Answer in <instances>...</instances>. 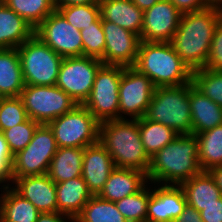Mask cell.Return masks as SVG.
Wrapping results in <instances>:
<instances>
[{"label": "cell", "mask_w": 222, "mask_h": 222, "mask_svg": "<svg viewBox=\"0 0 222 222\" xmlns=\"http://www.w3.org/2000/svg\"><path fill=\"white\" fill-rule=\"evenodd\" d=\"M221 18L222 10L216 7L181 15L170 44L192 72L205 67L211 40Z\"/></svg>", "instance_id": "obj_1"}, {"label": "cell", "mask_w": 222, "mask_h": 222, "mask_svg": "<svg viewBox=\"0 0 222 222\" xmlns=\"http://www.w3.org/2000/svg\"><path fill=\"white\" fill-rule=\"evenodd\" d=\"M195 134L178 135L150 158L147 179L163 185H180L201 172Z\"/></svg>", "instance_id": "obj_2"}, {"label": "cell", "mask_w": 222, "mask_h": 222, "mask_svg": "<svg viewBox=\"0 0 222 222\" xmlns=\"http://www.w3.org/2000/svg\"><path fill=\"white\" fill-rule=\"evenodd\" d=\"M130 120L101 122L98 141L109 152L116 168H132L147 174L150 157L143 147L138 119Z\"/></svg>", "instance_id": "obj_3"}, {"label": "cell", "mask_w": 222, "mask_h": 222, "mask_svg": "<svg viewBox=\"0 0 222 222\" xmlns=\"http://www.w3.org/2000/svg\"><path fill=\"white\" fill-rule=\"evenodd\" d=\"M155 87L180 86L192 82V71L170 42L141 41L135 65Z\"/></svg>", "instance_id": "obj_4"}, {"label": "cell", "mask_w": 222, "mask_h": 222, "mask_svg": "<svg viewBox=\"0 0 222 222\" xmlns=\"http://www.w3.org/2000/svg\"><path fill=\"white\" fill-rule=\"evenodd\" d=\"M192 82L180 86L156 87L145 117L171 127L178 135L192 134L189 92Z\"/></svg>", "instance_id": "obj_5"}, {"label": "cell", "mask_w": 222, "mask_h": 222, "mask_svg": "<svg viewBox=\"0 0 222 222\" xmlns=\"http://www.w3.org/2000/svg\"><path fill=\"white\" fill-rule=\"evenodd\" d=\"M25 85H56L63 57L36 35L17 48Z\"/></svg>", "instance_id": "obj_6"}, {"label": "cell", "mask_w": 222, "mask_h": 222, "mask_svg": "<svg viewBox=\"0 0 222 222\" xmlns=\"http://www.w3.org/2000/svg\"><path fill=\"white\" fill-rule=\"evenodd\" d=\"M99 124L84 105H76L47 125L58 148H85L98 142Z\"/></svg>", "instance_id": "obj_7"}, {"label": "cell", "mask_w": 222, "mask_h": 222, "mask_svg": "<svg viewBox=\"0 0 222 222\" xmlns=\"http://www.w3.org/2000/svg\"><path fill=\"white\" fill-rule=\"evenodd\" d=\"M124 68L103 64L96 73L90 96L83 105L99 123L119 119V83Z\"/></svg>", "instance_id": "obj_8"}, {"label": "cell", "mask_w": 222, "mask_h": 222, "mask_svg": "<svg viewBox=\"0 0 222 222\" xmlns=\"http://www.w3.org/2000/svg\"><path fill=\"white\" fill-rule=\"evenodd\" d=\"M57 150L52 130L48 125L40 124L27 147L13 156L12 178L47 174Z\"/></svg>", "instance_id": "obj_9"}, {"label": "cell", "mask_w": 222, "mask_h": 222, "mask_svg": "<svg viewBox=\"0 0 222 222\" xmlns=\"http://www.w3.org/2000/svg\"><path fill=\"white\" fill-rule=\"evenodd\" d=\"M28 118L47 125L78 105L56 85H25L20 95Z\"/></svg>", "instance_id": "obj_10"}, {"label": "cell", "mask_w": 222, "mask_h": 222, "mask_svg": "<svg viewBox=\"0 0 222 222\" xmlns=\"http://www.w3.org/2000/svg\"><path fill=\"white\" fill-rule=\"evenodd\" d=\"M103 65L100 59L87 56L64 58L56 86L66 92L78 105L90 96L96 73Z\"/></svg>", "instance_id": "obj_11"}, {"label": "cell", "mask_w": 222, "mask_h": 222, "mask_svg": "<svg viewBox=\"0 0 222 222\" xmlns=\"http://www.w3.org/2000/svg\"><path fill=\"white\" fill-rule=\"evenodd\" d=\"M34 35L63 58L83 56L80 30L57 9L35 28Z\"/></svg>", "instance_id": "obj_12"}, {"label": "cell", "mask_w": 222, "mask_h": 222, "mask_svg": "<svg viewBox=\"0 0 222 222\" xmlns=\"http://www.w3.org/2000/svg\"><path fill=\"white\" fill-rule=\"evenodd\" d=\"M155 88L146 75L134 67H125L119 83V119H126L122 114L134 120L144 117Z\"/></svg>", "instance_id": "obj_13"}, {"label": "cell", "mask_w": 222, "mask_h": 222, "mask_svg": "<svg viewBox=\"0 0 222 222\" xmlns=\"http://www.w3.org/2000/svg\"><path fill=\"white\" fill-rule=\"evenodd\" d=\"M102 28L106 41L101 59L103 64L133 67L141 43L140 36L105 20H102Z\"/></svg>", "instance_id": "obj_14"}, {"label": "cell", "mask_w": 222, "mask_h": 222, "mask_svg": "<svg viewBox=\"0 0 222 222\" xmlns=\"http://www.w3.org/2000/svg\"><path fill=\"white\" fill-rule=\"evenodd\" d=\"M181 15L169 0H159L144 11L141 41L170 42L178 29Z\"/></svg>", "instance_id": "obj_15"}, {"label": "cell", "mask_w": 222, "mask_h": 222, "mask_svg": "<svg viewBox=\"0 0 222 222\" xmlns=\"http://www.w3.org/2000/svg\"><path fill=\"white\" fill-rule=\"evenodd\" d=\"M180 185H162L150 190L146 222H174L186 206Z\"/></svg>", "instance_id": "obj_16"}, {"label": "cell", "mask_w": 222, "mask_h": 222, "mask_svg": "<svg viewBox=\"0 0 222 222\" xmlns=\"http://www.w3.org/2000/svg\"><path fill=\"white\" fill-rule=\"evenodd\" d=\"M82 166V178L92 195H99L116 168L109 152L99 141L85 147Z\"/></svg>", "instance_id": "obj_17"}, {"label": "cell", "mask_w": 222, "mask_h": 222, "mask_svg": "<svg viewBox=\"0 0 222 222\" xmlns=\"http://www.w3.org/2000/svg\"><path fill=\"white\" fill-rule=\"evenodd\" d=\"M12 181L14 189L41 213L58 212L56 186L47 174L12 178Z\"/></svg>", "instance_id": "obj_18"}, {"label": "cell", "mask_w": 222, "mask_h": 222, "mask_svg": "<svg viewBox=\"0 0 222 222\" xmlns=\"http://www.w3.org/2000/svg\"><path fill=\"white\" fill-rule=\"evenodd\" d=\"M148 182L146 173L132 168H115L98 196L117 202L139 192Z\"/></svg>", "instance_id": "obj_19"}, {"label": "cell", "mask_w": 222, "mask_h": 222, "mask_svg": "<svg viewBox=\"0 0 222 222\" xmlns=\"http://www.w3.org/2000/svg\"><path fill=\"white\" fill-rule=\"evenodd\" d=\"M101 20L141 35L144 11L132 0H99Z\"/></svg>", "instance_id": "obj_20"}, {"label": "cell", "mask_w": 222, "mask_h": 222, "mask_svg": "<svg viewBox=\"0 0 222 222\" xmlns=\"http://www.w3.org/2000/svg\"><path fill=\"white\" fill-rule=\"evenodd\" d=\"M55 186L58 212L68 215L73 220L93 196L82 176L56 183Z\"/></svg>", "instance_id": "obj_21"}, {"label": "cell", "mask_w": 222, "mask_h": 222, "mask_svg": "<svg viewBox=\"0 0 222 222\" xmlns=\"http://www.w3.org/2000/svg\"><path fill=\"white\" fill-rule=\"evenodd\" d=\"M34 28L0 0V49L20 47L34 35Z\"/></svg>", "instance_id": "obj_22"}, {"label": "cell", "mask_w": 222, "mask_h": 222, "mask_svg": "<svg viewBox=\"0 0 222 222\" xmlns=\"http://www.w3.org/2000/svg\"><path fill=\"white\" fill-rule=\"evenodd\" d=\"M192 134L202 133L222 124V107L193 87L189 92Z\"/></svg>", "instance_id": "obj_23"}, {"label": "cell", "mask_w": 222, "mask_h": 222, "mask_svg": "<svg viewBox=\"0 0 222 222\" xmlns=\"http://www.w3.org/2000/svg\"><path fill=\"white\" fill-rule=\"evenodd\" d=\"M180 186L184 191L187 204L199 212L204 207L216 203V200L222 198L220 189L216 186L213 177L208 171H201L181 183Z\"/></svg>", "instance_id": "obj_24"}, {"label": "cell", "mask_w": 222, "mask_h": 222, "mask_svg": "<svg viewBox=\"0 0 222 222\" xmlns=\"http://www.w3.org/2000/svg\"><path fill=\"white\" fill-rule=\"evenodd\" d=\"M24 87L17 48L0 49V97H18Z\"/></svg>", "instance_id": "obj_25"}, {"label": "cell", "mask_w": 222, "mask_h": 222, "mask_svg": "<svg viewBox=\"0 0 222 222\" xmlns=\"http://www.w3.org/2000/svg\"><path fill=\"white\" fill-rule=\"evenodd\" d=\"M3 190L5 194L0 198V222L37 221L41 212L29 200L14 188H9V185H4Z\"/></svg>", "instance_id": "obj_26"}, {"label": "cell", "mask_w": 222, "mask_h": 222, "mask_svg": "<svg viewBox=\"0 0 222 222\" xmlns=\"http://www.w3.org/2000/svg\"><path fill=\"white\" fill-rule=\"evenodd\" d=\"M85 148H58L50 162L47 175L56 184L82 176Z\"/></svg>", "instance_id": "obj_27"}, {"label": "cell", "mask_w": 222, "mask_h": 222, "mask_svg": "<svg viewBox=\"0 0 222 222\" xmlns=\"http://www.w3.org/2000/svg\"><path fill=\"white\" fill-rule=\"evenodd\" d=\"M138 126L144 150L150 158L178 136L171 127L148 120L145 116L138 119Z\"/></svg>", "instance_id": "obj_28"}, {"label": "cell", "mask_w": 222, "mask_h": 222, "mask_svg": "<svg viewBox=\"0 0 222 222\" xmlns=\"http://www.w3.org/2000/svg\"><path fill=\"white\" fill-rule=\"evenodd\" d=\"M195 135L201 170L208 171L212 167L222 165V124Z\"/></svg>", "instance_id": "obj_29"}, {"label": "cell", "mask_w": 222, "mask_h": 222, "mask_svg": "<svg viewBox=\"0 0 222 222\" xmlns=\"http://www.w3.org/2000/svg\"><path fill=\"white\" fill-rule=\"evenodd\" d=\"M74 222H128L112 201L93 195Z\"/></svg>", "instance_id": "obj_30"}, {"label": "cell", "mask_w": 222, "mask_h": 222, "mask_svg": "<svg viewBox=\"0 0 222 222\" xmlns=\"http://www.w3.org/2000/svg\"><path fill=\"white\" fill-rule=\"evenodd\" d=\"M34 29L56 8L53 0H1Z\"/></svg>", "instance_id": "obj_31"}, {"label": "cell", "mask_w": 222, "mask_h": 222, "mask_svg": "<svg viewBox=\"0 0 222 222\" xmlns=\"http://www.w3.org/2000/svg\"><path fill=\"white\" fill-rule=\"evenodd\" d=\"M145 185L139 192L115 202L119 212L128 222H146L150 189Z\"/></svg>", "instance_id": "obj_32"}, {"label": "cell", "mask_w": 222, "mask_h": 222, "mask_svg": "<svg viewBox=\"0 0 222 222\" xmlns=\"http://www.w3.org/2000/svg\"><path fill=\"white\" fill-rule=\"evenodd\" d=\"M192 83L203 95L222 107V71L205 68L195 70Z\"/></svg>", "instance_id": "obj_33"}, {"label": "cell", "mask_w": 222, "mask_h": 222, "mask_svg": "<svg viewBox=\"0 0 222 222\" xmlns=\"http://www.w3.org/2000/svg\"><path fill=\"white\" fill-rule=\"evenodd\" d=\"M55 8L71 25L80 31L100 18L99 4L70 5Z\"/></svg>", "instance_id": "obj_34"}, {"label": "cell", "mask_w": 222, "mask_h": 222, "mask_svg": "<svg viewBox=\"0 0 222 222\" xmlns=\"http://www.w3.org/2000/svg\"><path fill=\"white\" fill-rule=\"evenodd\" d=\"M28 119L24 103L18 97H0V132L17 126Z\"/></svg>", "instance_id": "obj_35"}, {"label": "cell", "mask_w": 222, "mask_h": 222, "mask_svg": "<svg viewBox=\"0 0 222 222\" xmlns=\"http://www.w3.org/2000/svg\"><path fill=\"white\" fill-rule=\"evenodd\" d=\"M80 32L83 45V56L101 60L104 57L106 45L101 17Z\"/></svg>", "instance_id": "obj_36"}, {"label": "cell", "mask_w": 222, "mask_h": 222, "mask_svg": "<svg viewBox=\"0 0 222 222\" xmlns=\"http://www.w3.org/2000/svg\"><path fill=\"white\" fill-rule=\"evenodd\" d=\"M39 125L38 122L28 118L25 122L2 131L13 156L27 147Z\"/></svg>", "instance_id": "obj_37"}, {"label": "cell", "mask_w": 222, "mask_h": 222, "mask_svg": "<svg viewBox=\"0 0 222 222\" xmlns=\"http://www.w3.org/2000/svg\"><path fill=\"white\" fill-rule=\"evenodd\" d=\"M205 69L222 71V18L215 29Z\"/></svg>", "instance_id": "obj_38"}, {"label": "cell", "mask_w": 222, "mask_h": 222, "mask_svg": "<svg viewBox=\"0 0 222 222\" xmlns=\"http://www.w3.org/2000/svg\"><path fill=\"white\" fill-rule=\"evenodd\" d=\"M13 162V155L9 150L8 144L2 132H0V183L11 180V166Z\"/></svg>", "instance_id": "obj_39"}, {"label": "cell", "mask_w": 222, "mask_h": 222, "mask_svg": "<svg viewBox=\"0 0 222 222\" xmlns=\"http://www.w3.org/2000/svg\"><path fill=\"white\" fill-rule=\"evenodd\" d=\"M203 222H222V198L200 211Z\"/></svg>", "instance_id": "obj_40"}, {"label": "cell", "mask_w": 222, "mask_h": 222, "mask_svg": "<svg viewBox=\"0 0 222 222\" xmlns=\"http://www.w3.org/2000/svg\"><path fill=\"white\" fill-rule=\"evenodd\" d=\"M182 14L198 12L207 8L202 0H169Z\"/></svg>", "instance_id": "obj_41"}, {"label": "cell", "mask_w": 222, "mask_h": 222, "mask_svg": "<svg viewBox=\"0 0 222 222\" xmlns=\"http://www.w3.org/2000/svg\"><path fill=\"white\" fill-rule=\"evenodd\" d=\"M174 222H203L201 214L194 207L186 204L180 216Z\"/></svg>", "instance_id": "obj_42"}, {"label": "cell", "mask_w": 222, "mask_h": 222, "mask_svg": "<svg viewBox=\"0 0 222 222\" xmlns=\"http://www.w3.org/2000/svg\"><path fill=\"white\" fill-rule=\"evenodd\" d=\"M66 218L69 219V221L72 220L71 222H74V220L71 217L59 212L40 213L36 222H67Z\"/></svg>", "instance_id": "obj_43"}, {"label": "cell", "mask_w": 222, "mask_h": 222, "mask_svg": "<svg viewBox=\"0 0 222 222\" xmlns=\"http://www.w3.org/2000/svg\"><path fill=\"white\" fill-rule=\"evenodd\" d=\"M55 7L70 5L99 4V0H53Z\"/></svg>", "instance_id": "obj_44"}, {"label": "cell", "mask_w": 222, "mask_h": 222, "mask_svg": "<svg viewBox=\"0 0 222 222\" xmlns=\"http://www.w3.org/2000/svg\"><path fill=\"white\" fill-rule=\"evenodd\" d=\"M210 175L213 177L216 186L220 189L222 193V165L212 167L208 170Z\"/></svg>", "instance_id": "obj_45"}, {"label": "cell", "mask_w": 222, "mask_h": 222, "mask_svg": "<svg viewBox=\"0 0 222 222\" xmlns=\"http://www.w3.org/2000/svg\"><path fill=\"white\" fill-rule=\"evenodd\" d=\"M133 3L141 10L145 11L148 8H151L159 0H132Z\"/></svg>", "instance_id": "obj_46"}, {"label": "cell", "mask_w": 222, "mask_h": 222, "mask_svg": "<svg viewBox=\"0 0 222 222\" xmlns=\"http://www.w3.org/2000/svg\"><path fill=\"white\" fill-rule=\"evenodd\" d=\"M207 7H216L222 10V0H202Z\"/></svg>", "instance_id": "obj_47"}]
</instances>
